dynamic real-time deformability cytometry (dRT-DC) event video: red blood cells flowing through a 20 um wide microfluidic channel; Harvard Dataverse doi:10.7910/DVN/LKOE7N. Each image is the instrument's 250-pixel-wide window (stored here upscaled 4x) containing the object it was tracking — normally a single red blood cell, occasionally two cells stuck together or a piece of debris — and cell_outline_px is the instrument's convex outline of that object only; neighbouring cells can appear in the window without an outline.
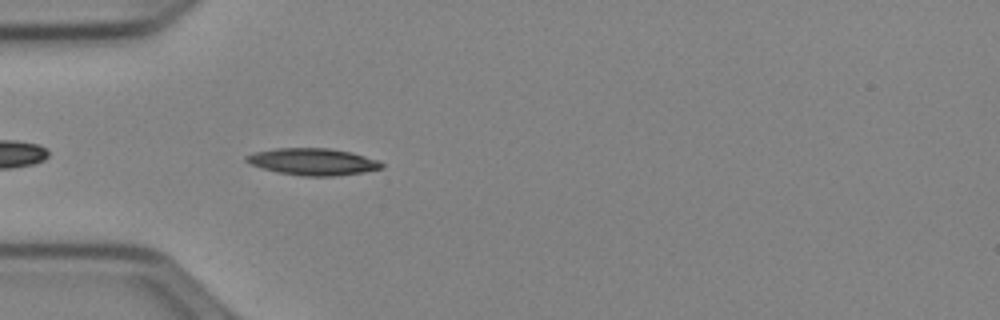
{"species": "Egyptian fruit bat (a non-hibernating species)", "species_latin": "Rousettus aegyptiacus", "temperature_condition": "cold", "stored_images_in_passage": 8, "camera_frame_rate_fps": 3000, "um_per_image_px": 0.085, "animal": {"sex": "female"}, "frame": {"image": 1, "passage_image": 4, "time_ms": 1.0, "image_size_px": [1000, 320], "cell_outline_px": [[384, 168], [364, 172], [336, 176], [304, 176], [276, 172], [260, 168], [244, 160], [244, 156], [256, 152], [276, 148], [328, 148], [352, 152], [376, 160], [384, 164]], "centroid_in_image_um": [26.59, 13.75], "position_along_channel_um": 58.4, "area_um2": 21.21}}